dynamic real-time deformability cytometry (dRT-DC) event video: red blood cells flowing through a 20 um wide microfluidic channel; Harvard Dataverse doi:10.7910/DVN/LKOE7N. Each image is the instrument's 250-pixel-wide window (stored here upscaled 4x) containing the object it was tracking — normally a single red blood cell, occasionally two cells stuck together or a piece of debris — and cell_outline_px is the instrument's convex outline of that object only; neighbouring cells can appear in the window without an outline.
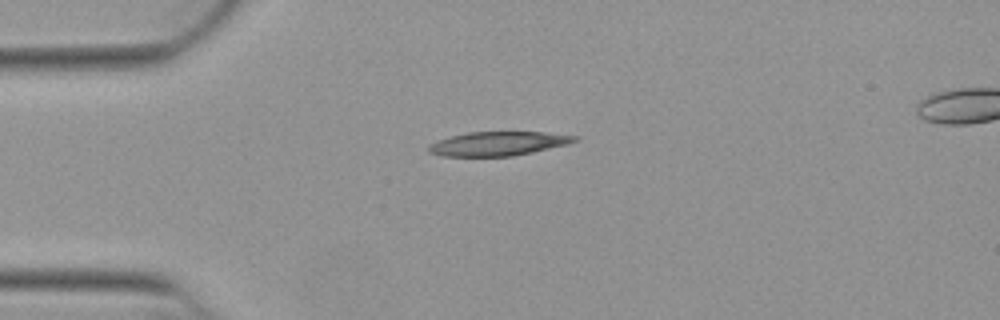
{"species": "Egyptian fruit bat (a non-hibernating species)", "species_latin": "Rousettus aegyptiacus", "temperature_condition": "warm", "stored_images_in_passage": 40, "camera_frame_rate_fps": 3000, "um_per_image_px": 0.085, "animal": {"sex": "female"}, "frame": {"image": 1, "passage_image": 1, "time_ms": 0.0, "image_size_px": [1000, 320], "cell_outline_px": [[580, 140], [568, 144], [532, 152], [512, 156], [440, 156], [428, 152], [428, 144], [452, 136], [468, 132], [544, 132], [580, 136]], "centroid_in_image_um": [42.38, 12.21], "position_along_channel_um": 42.6, "area_um2": 20.46}}
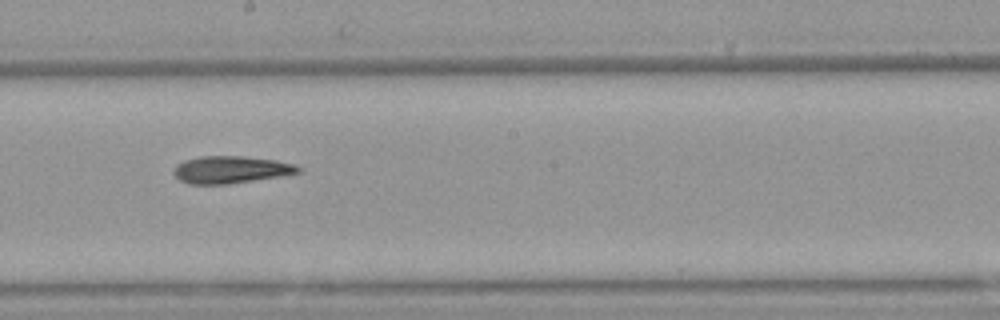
{"frame": {"image": 2, "passage_image": 17, "time_ms": 5.333, "image_size_px": [1000, 320], "cell_outline_px": [[300, 172], [280, 176], [228, 184], [188, 184], [180, 180], [172, 172], [176, 164], [184, 160], [200, 156], [244, 156], [276, 160], [292, 164], [300, 168]], "centroid_in_image_um": [19.56, 14.42], "position_along_channel_um": 228.6, "area_um2": 19.71}}
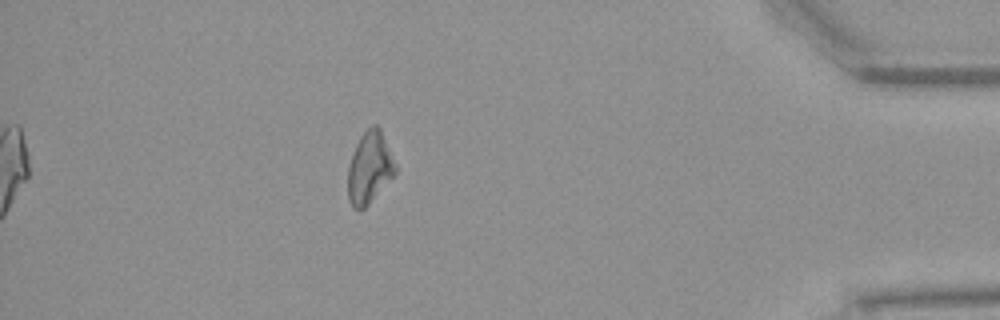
{"frame": {"image": 3, "passage_image": 34, "time_ms": 11.0, "image_size_px": [1000, 320], "cell_outline_px": [[396, 172], [368, 204], [364, 208], [352, 208], [348, 196], [348, 168], [356, 144], [360, 136], [372, 124], [376, 124], [380, 128], [396, 164]], "centroid_in_image_um": [31.4, 14.23], "position_along_channel_um": 403.8, "area_um2": 19.42}, "authors_computed_cell_mechanics": {"area_um2": 20.0855, "velocity_mm_per_s": 3.9177, "shape_relaxation_time_tau1_ms": null, "shape_relaxation_time_tau2_ms": 6.8614, "deformation_change_tau1": null, "deformation_change_tau2": 0.1868}}